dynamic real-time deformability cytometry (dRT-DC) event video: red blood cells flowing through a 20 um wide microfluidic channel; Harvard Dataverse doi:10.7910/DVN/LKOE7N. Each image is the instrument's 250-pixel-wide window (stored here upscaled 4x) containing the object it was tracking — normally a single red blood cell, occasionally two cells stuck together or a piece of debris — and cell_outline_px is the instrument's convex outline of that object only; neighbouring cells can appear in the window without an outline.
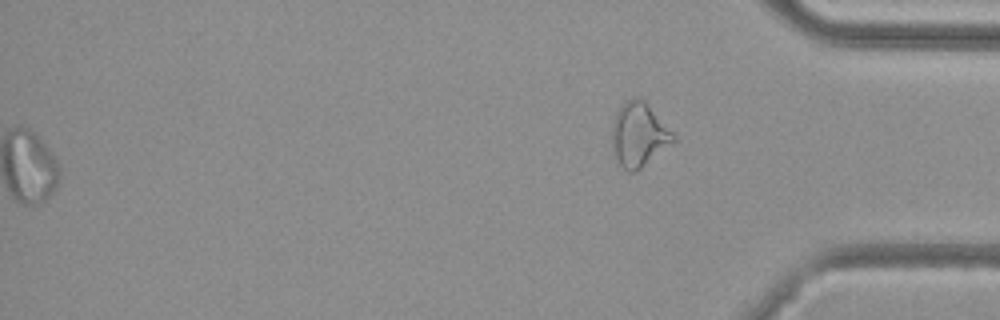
{"species": "common noctule bat (a hibernating species)", "species_latin": "Nyctalus noctula", "temperature_condition": "cold", "stored_images_in_passage": 52, "segment_of_instrument_passage": [2, 2], "camera_frame_rate_fps": 3000, "um_per_image_px": 0.085, "animal": {"sex": "female", "body_mass_g": 29.2, "forearm_length_mm": 56.3}, "frame": {"image": 1, "passage_image": 52, "time_ms": 17.0, "image_size_px": [1000, 320], "cell_outline_px": [[676, 140], [636, 172], [628, 172], [620, 164], [612, 148], [612, 124], [616, 112], [628, 100], [636, 96], [644, 100], [676, 136]], "centroid_in_image_um": [54.3, 11.45], "position_along_channel_um": 380.9, "area_um2": 22.54}}